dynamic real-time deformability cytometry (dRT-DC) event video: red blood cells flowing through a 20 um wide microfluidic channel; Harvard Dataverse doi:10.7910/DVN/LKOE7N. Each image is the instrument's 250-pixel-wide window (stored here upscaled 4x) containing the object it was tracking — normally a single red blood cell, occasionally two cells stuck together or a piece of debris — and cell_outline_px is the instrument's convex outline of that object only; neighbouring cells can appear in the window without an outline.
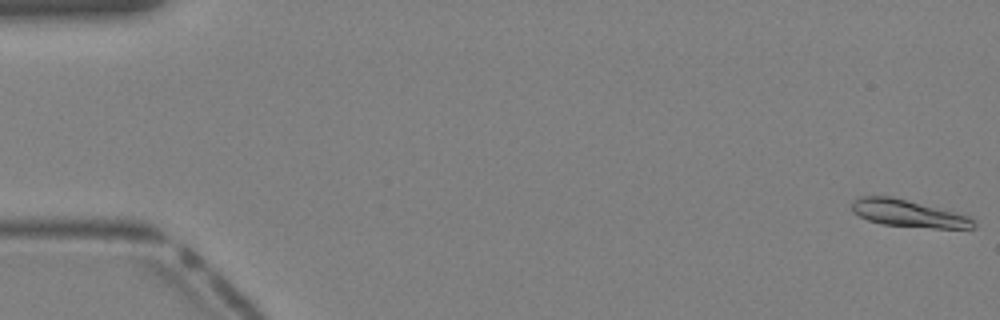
{"species": "Egyptian fruit bat (a non-hibernating species)", "species_latin": "Rousettus aegyptiacus", "temperature_condition": "warm", "stored_images_in_passage": 9, "camera_frame_rate_fps": 3000, "um_per_image_px": 0.085, "animal": {"sex": "female"}, "frame": {"image": 1, "passage_image": 1, "time_ms": 0.0, "image_size_px": [1000, 320], "cell_outline_px": [[976, 228], [932, 228], [884, 224], [868, 220], [852, 212], [852, 200], [860, 196], [888, 196], [956, 212], [968, 216], [976, 224]], "centroid_in_image_um": [77.18, 18.14], "position_along_channel_um": 7.8, "area_um2": 18.9}}